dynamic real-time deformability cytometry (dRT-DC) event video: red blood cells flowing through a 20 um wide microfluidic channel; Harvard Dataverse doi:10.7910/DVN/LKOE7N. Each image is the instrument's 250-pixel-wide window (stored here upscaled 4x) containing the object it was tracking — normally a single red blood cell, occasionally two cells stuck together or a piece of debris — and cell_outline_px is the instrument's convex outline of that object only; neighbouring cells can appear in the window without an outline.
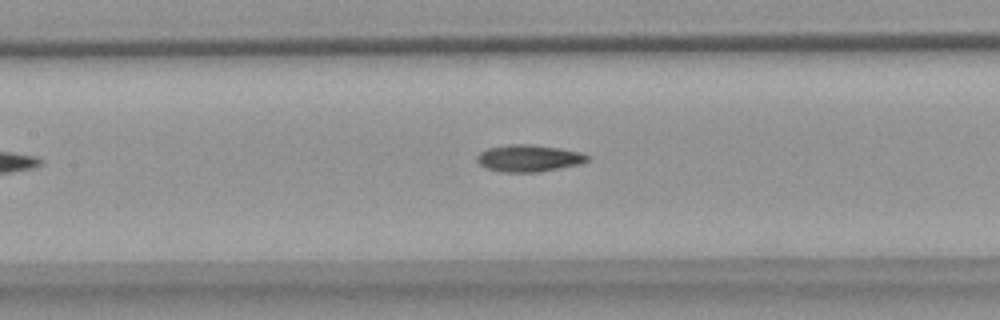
{"species": "common noctule bat (a hibernating species)", "species_latin": "Nyctalus noctula", "temperature_condition": "warm", "stored_images_in_passage": 36, "camera_frame_rate_fps": 3000, "um_per_image_px": 0.085, "animal": {"sex": "female", "body_mass_g": 18.4}, "frame": {"image": 1, "passage_image": 17, "time_ms": 5.333, "image_size_px": [1000, 320], "cell_outline_px": [[588, 160], [580, 164], [536, 172], [504, 172], [488, 168], [480, 164], [476, 160], [476, 156], [480, 152], [488, 148], [512, 144], [528, 144], [560, 148], [580, 152], [588, 156]], "centroid_in_image_um": [44.93, 13.44], "position_along_channel_um": 162.5, "area_um2": 17.05}}
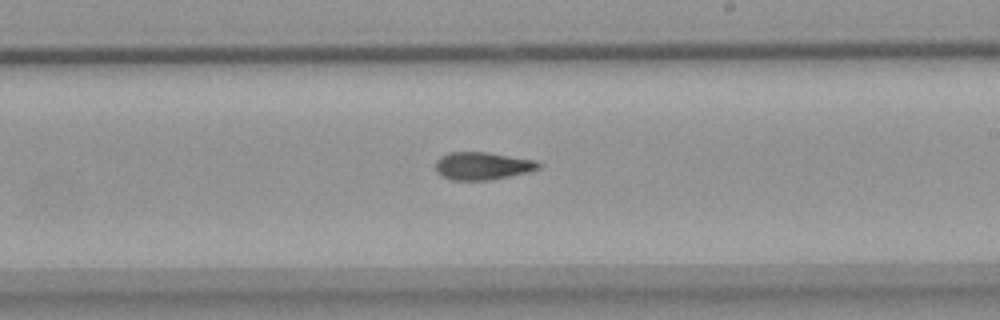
{"frame": {"image": 2, "passage_image": 24, "time_ms": 7.667, "image_size_px": [1000, 320], "cell_outline_px": [[540, 168], [528, 172], [492, 180], [452, 180], [436, 172], [436, 160], [440, 156], [448, 152], [488, 152], [536, 160], [540, 164]], "centroid_in_image_um": [41.01, 14.09], "position_along_channel_um": 248.0, "area_um2": 16.7}}
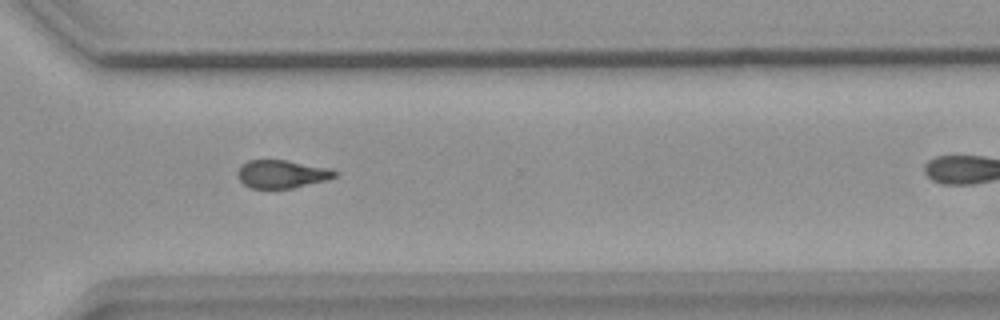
{"frame": {"image": 3, "passage_image": 32, "time_ms": 10.333, "image_size_px": [1000, 320], "cell_outline_px": [[336, 176], [324, 180], [292, 188], [248, 188], [236, 176], [236, 172], [240, 164], [248, 160], [288, 160], [328, 168], [336, 172]], "centroid_in_image_um": [23.86, 14.78], "position_along_channel_um": 346.7, "area_um2": 15.84}}